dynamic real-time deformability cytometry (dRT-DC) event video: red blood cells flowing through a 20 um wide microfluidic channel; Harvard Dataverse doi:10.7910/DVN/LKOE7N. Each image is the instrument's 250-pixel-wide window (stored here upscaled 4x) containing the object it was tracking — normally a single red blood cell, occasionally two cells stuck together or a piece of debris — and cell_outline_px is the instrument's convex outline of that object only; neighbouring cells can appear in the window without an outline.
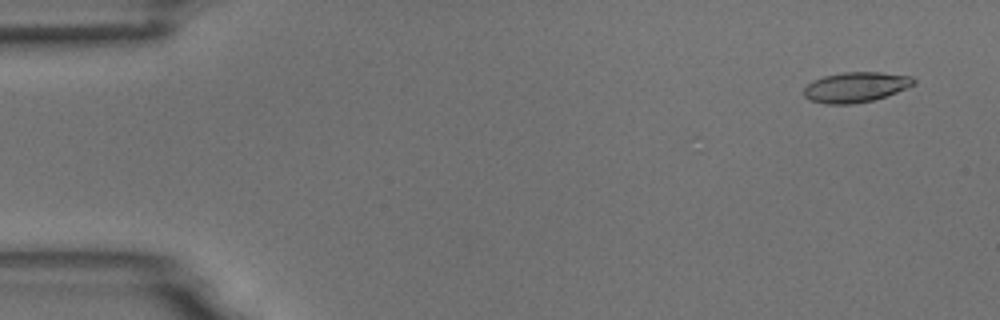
{"species": "common noctule bat (a hibernating species)", "species_latin": "Nyctalus noctula", "temperature_condition": "room temperature", "stored_images_in_passage": 16, "camera_frame_rate_fps": 3000, "um_per_image_px": 0.085, "animal": {"sex": "male", "body_mass_g": 18.8}, "frame": {"image": 1, "passage_image": 3, "time_ms": 0.667, "image_size_px": [1000, 320], "cell_outline_px": [[916, 84], [896, 92], [872, 100], [852, 104], [824, 104], [812, 100], [804, 96], [804, 88], [812, 80], [824, 76], [844, 72], [880, 72], [912, 76], [916, 80]], "centroid_in_image_um": [72.74, 7.4], "position_along_channel_um": 12.3, "area_um2": 19.25}}
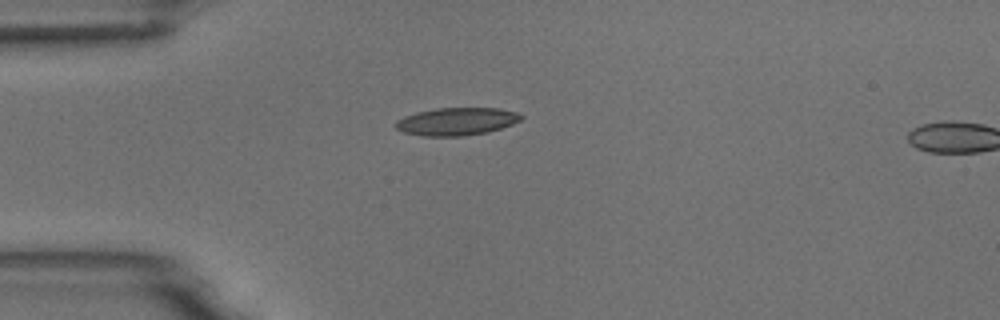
{"frame": {"image": 2, "passage_image": 14, "time_ms": 4.333, "image_size_px": [1000, 320], "cell_outline_px": [[524, 116], [520, 120], [512, 124], [488, 132], [464, 136], [424, 136], [404, 132], [396, 128], [396, 120], [404, 116], [416, 112], [436, 108], [500, 108], [516, 112]], "centroid_in_image_um": [38.81, 10.32], "position_along_channel_um": 46.2, "area_um2": 20.23}}